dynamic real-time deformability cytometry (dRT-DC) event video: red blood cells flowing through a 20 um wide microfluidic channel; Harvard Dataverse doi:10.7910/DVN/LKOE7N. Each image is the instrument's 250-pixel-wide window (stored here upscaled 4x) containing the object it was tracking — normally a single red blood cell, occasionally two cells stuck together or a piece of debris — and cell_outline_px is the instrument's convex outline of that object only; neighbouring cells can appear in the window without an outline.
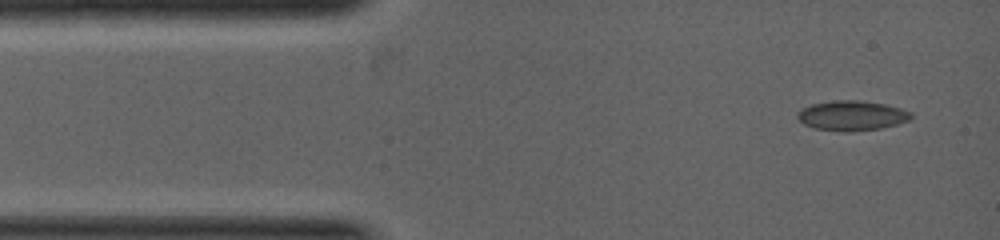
{"species": "common noctule bat (a hibernating species)", "species_latin": "Nyctalus noctula", "temperature_condition": "warm", "stored_images_in_passage": 7, "camera_frame_rate_fps": 5000, "um_per_image_px": 0.085, "animal": {"sex": "female", "body_mass_g": 19.0, "forearm_length_mm": 53.3}, "frame": {"image": 1, "passage_image": 1, "time_ms": 0.0, "image_size_px": [1000, 240], "cell_outline_px": [[912, 116], [908, 120], [896, 124], [880, 128], [848, 132], [844, 132], [816, 128], [804, 124], [796, 116], [800, 108], [812, 104], [832, 100], [856, 100], [884, 104], [900, 108], [912, 112]], "centroid_in_image_um": [72.38, 9.82], "position_along_channel_um": 12.6, "area_um2": 19.65}}
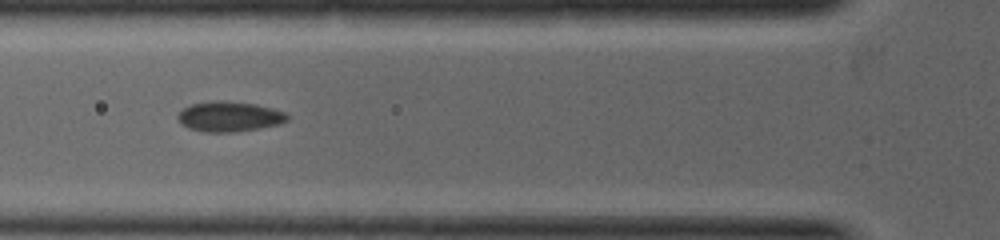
{"frame": {"image": 2, "passage_image": 6, "time_ms": 2.0, "image_size_px": [1000, 240], "cell_outline_px": [[288, 120], [280, 124], [232, 132], [204, 132], [188, 128], [180, 124], [176, 116], [184, 108], [192, 104], [212, 100], [224, 100], [256, 104], [272, 108], [284, 112], [288, 116]], "centroid_in_image_um": [19.46, 9.9], "position_along_channel_um": 106.3, "area_um2": 19.25}}
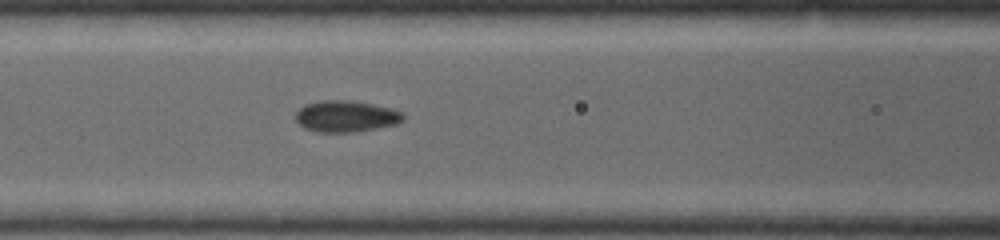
{"frame": {"image": 3, "passage_image": 7, "time_ms": 2.4, "image_size_px": [1000, 240], "cell_outline_px": [[404, 120], [396, 124], [356, 132], [316, 132], [304, 128], [296, 120], [296, 112], [304, 104], [320, 100], [348, 100], [372, 104], [388, 108], [400, 112], [404, 116]], "centroid_in_image_um": [29.36, 9.89], "position_along_channel_um": 137.2, "area_um2": 19.59}}